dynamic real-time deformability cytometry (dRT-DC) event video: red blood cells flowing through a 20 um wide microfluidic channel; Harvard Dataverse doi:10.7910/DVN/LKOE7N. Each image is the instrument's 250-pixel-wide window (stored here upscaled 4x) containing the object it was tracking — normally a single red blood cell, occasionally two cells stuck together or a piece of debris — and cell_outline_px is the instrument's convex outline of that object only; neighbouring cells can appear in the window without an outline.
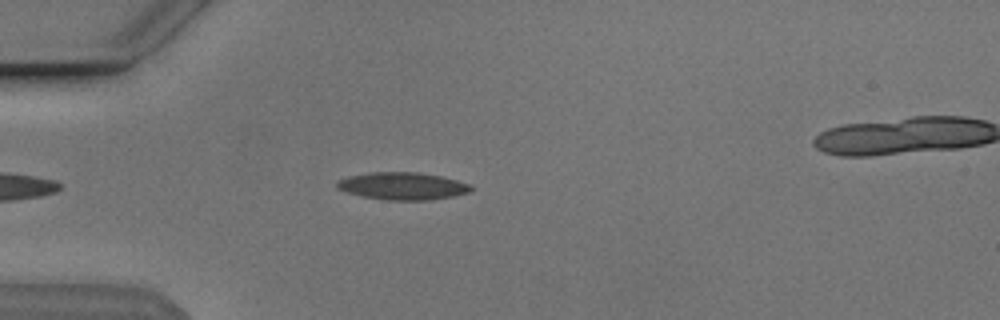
{"species": "Egyptian fruit bat (a non-hibernating species)", "species_latin": "Rousettus aegyptiacus", "temperature_condition": "cold", "stored_images_in_passage": 44, "camera_frame_rate_fps": 3000, "um_per_image_px": 0.085, "animal": {"sex": "male"}, "frame": {"image": 1, "passage_image": 6, "time_ms": 1.667, "image_size_px": [1000, 320], "cell_outline_px": [[472, 188], [468, 192], [452, 196], [432, 200], [388, 200], [360, 196], [336, 188], [336, 180], [348, 176], [368, 172], [416, 172], [440, 176], [456, 180], [468, 184]], "centroid_in_image_um": [34.15, 15.81], "position_along_channel_um": 50.8, "area_um2": 21.33}}
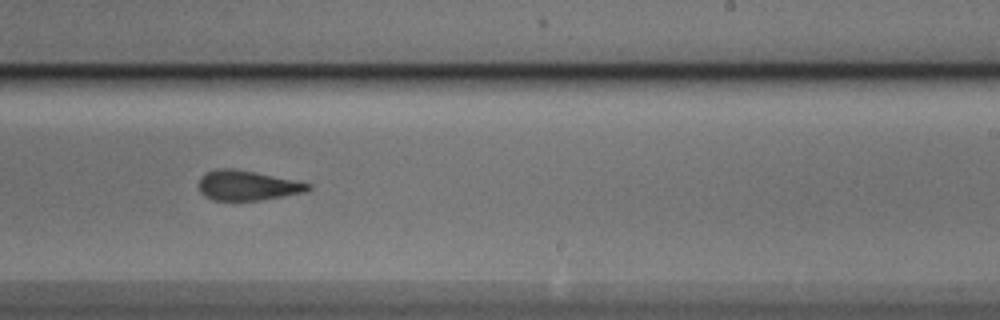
{"frame": {"image": 2, "passage_image": 24, "time_ms": 7.667, "image_size_px": [1000, 320], "cell_outline_px": [[312, 188], [308, 192], [260, 200], [212, 200], [204, 196], [200, 192], [200, 176], [208, 172], [220, 168], [232, 168], [256, 172], [312, 184]], "centroid_in_image_um": [21.05, 15.77], "position_along_channel_um": 267.9, "area_um2": 19.02}}
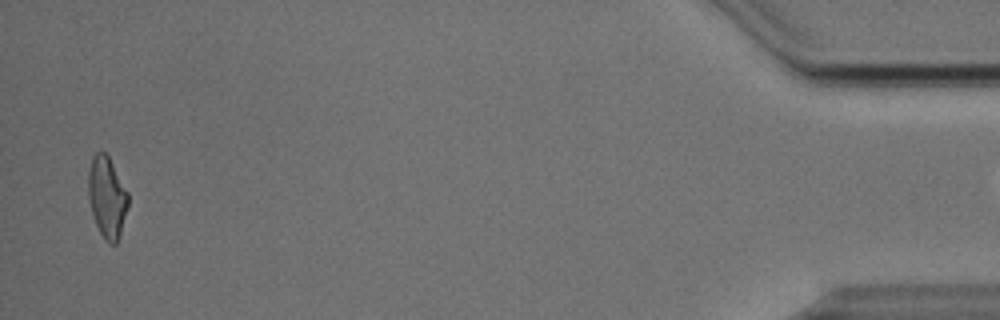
{"frame": {"image": 3, "passage_image": 43, "time_ms": 14.0, "image_size_px": [1000, 320], "cell_outline_px": [[128, 204], [120, 236], [116, 244], [108, 244], [104, 240], [96, 224], [92, 212], [88, 196], [88, 172], [92, 156], [96, 152], [104, 152], [108, 156], [128, 192]], "centroid_in_image_um": [9.09, 16.78], "position_along_channel_um": 426.1, "area_um2": 18.79}}